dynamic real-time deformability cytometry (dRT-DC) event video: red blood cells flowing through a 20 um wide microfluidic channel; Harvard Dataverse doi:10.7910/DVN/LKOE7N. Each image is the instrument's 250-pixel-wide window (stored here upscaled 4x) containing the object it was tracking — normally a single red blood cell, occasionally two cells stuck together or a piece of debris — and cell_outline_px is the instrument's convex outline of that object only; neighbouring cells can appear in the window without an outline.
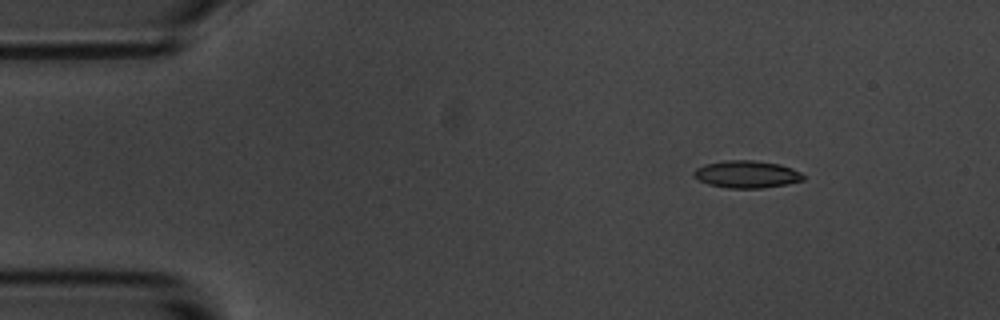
{"species": "common noctule bat (a hibernating species)", "species_latin": "Nyctalus noctula", "temperature_condition": "room temperature", "stored_images_in_passage": 3, "camera_frame_rate_fps": 3000, "um_per_image_px": 0.085, "animal": {"sex": "male", "body_mass_g": 20.1, "forearm_length_mm": 53.5}, "frame": {"image": 1, "passage_image": 1, "time_ms": 0.0, "image_size_px": [1000, 320], "cell_outline_px": [[804, 180], [788, 184], [760, 188], [728, 188], [708, 184], [692, 176], [692, 172], [696, 168], [704, 164], [728, 160], [752, 160], [780, 164], [792, 168], [800, 172], [804, 176]], "centroid_in_image_um": [63.46, 14.81], "position_along_channel_um": 21.5, "area_um2": 17.46}}